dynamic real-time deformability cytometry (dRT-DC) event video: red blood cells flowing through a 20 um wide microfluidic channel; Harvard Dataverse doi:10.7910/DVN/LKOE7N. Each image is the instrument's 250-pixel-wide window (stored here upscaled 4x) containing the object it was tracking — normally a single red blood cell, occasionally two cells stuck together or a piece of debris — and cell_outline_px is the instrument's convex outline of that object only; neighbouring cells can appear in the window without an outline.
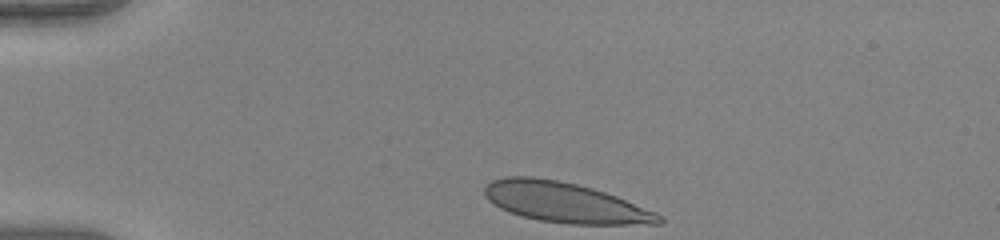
{"species": "human", "species_latin": "Homo sapiens", "temperature_condition": "warm", "stored_images_in_passage": 3, "camera_frame_rate_fps": 3000, "um_per_image_px": 0.085, "donor": {"sex": "female"}, "frame": {"image": 1, "passage_image": 1, "time_ms": 0.0, "image_size_px": [1000, 240], "cell_outline_px": [[664, 220], [660, 224], [568, 224], [540, 220], [508, 212], [500, 208], [488, 200], [484, 196], [484, 188], [492, 180], [504, 176], [532, 176], [556, 180], [576, 184], [592, 188], [616, 196], [656, 212]], "centroid_in_image_um": [47.99, 17.21], "position_along_channel_um": 37.0, "area_um2": 40.63}}